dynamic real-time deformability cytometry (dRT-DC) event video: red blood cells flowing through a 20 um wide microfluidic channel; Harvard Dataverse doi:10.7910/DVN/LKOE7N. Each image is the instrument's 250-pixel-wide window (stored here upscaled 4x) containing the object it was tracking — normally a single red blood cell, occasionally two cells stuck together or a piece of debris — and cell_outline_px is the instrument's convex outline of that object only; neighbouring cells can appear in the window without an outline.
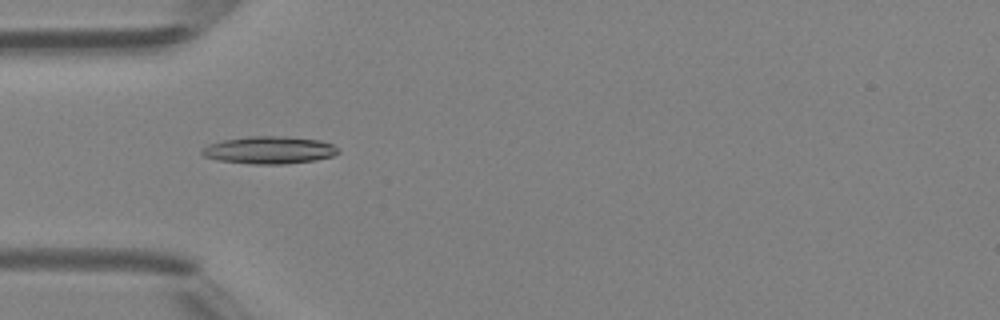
{"species": "Egyptian fruit bat (a non-hibernating species)", "species_latin": "Rousettus aegyptiacus", "temperature_condition": "room temperature", "stored_images_in_passage": 47, "camera_frame_rate_fps": 3000, "um_per_image_px": 0.085, "animal": {"sex": "female"}, "frame": {"image": 1, "passage_image": 15, "time_ms": 4.667, "image_size_px": [1000, 320], "cell_outline_px": [[340, 152], [332, 156], [316, 160], [284, 164], [252, 164], [216, 160], [204, 156], [200, 152], [208, 144], [224, 140], [248, 136], [288, 136], [320, 140], [332, 144]], "centroid_in_image_um": [22.89, 12.75], "position_along_channel_um": 62.1, "area_um2": 21.85}}
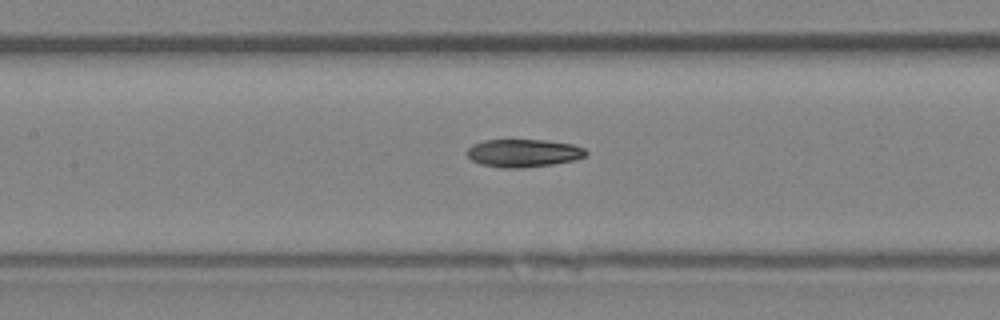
{"frame": {"image": 2, "passage_image": 22, "time_ms": 7.0, "image_size_px": [1000, 320], "cell_outline_px": [[588, 152], [584, 156], [576, 160], [552, 164], [520, 168], [504, 168], [480, 164], [472, 160], [468, 156], [468, 148], [472, 144], [484, 140], [544, 140], [572, 144], [584, 148]], "centroid_in_image_um": [44.49, 13.01], "position_along_channel_um": 162.9, "area_um2": 19.25}}
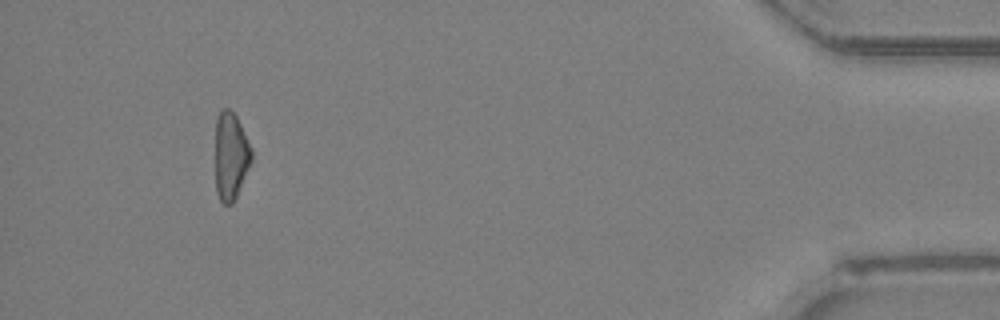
{"frame": {"image": 3, "passage_image": 44, "time_ms": 14.333, "image_size_px": [1000, 320], "cell_outline_px": [[252, 160], [236, 196], [232, 204], [224, 204], [220, 200], [216, 192], [216, 116], [224, 108], [228, 108], [236, 116], [252, 148]], "centroid_in_image_um": [19.61, 13.25], "position_along_channel_um": 415.6, "area_um2": 18.32}, "authors_computed_cell_mechanics": {"area_um2": 19.7676, "velocity_mm_per_s": 4.4014, "shape_relaxation_time_tau1_ms": null, "shape_relaxation_time_tau2_ms": 7.3351, "deformation_change_tau1": null, "deformation_change_tau2": 0.1595}}